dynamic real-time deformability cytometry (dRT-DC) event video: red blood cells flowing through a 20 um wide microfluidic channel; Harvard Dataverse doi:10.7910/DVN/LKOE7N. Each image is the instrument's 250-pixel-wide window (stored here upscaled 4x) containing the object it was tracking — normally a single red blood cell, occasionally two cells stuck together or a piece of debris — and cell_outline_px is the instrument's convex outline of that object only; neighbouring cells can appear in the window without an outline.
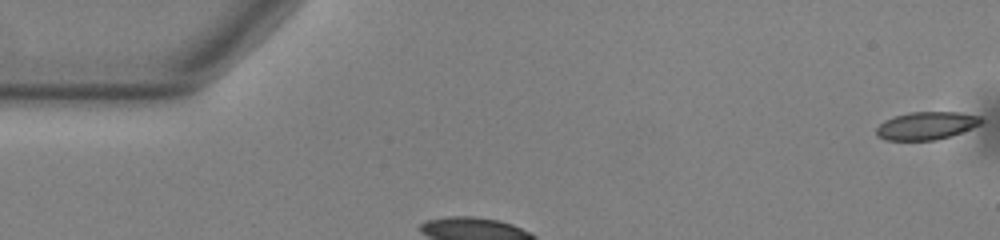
{"species": "common noctule bat (a hibernating species)", "species_latin": "Nyctalus noctula", "temperature_condition": "warm", "stored_images_in_passage": 5, "camera_frame_rate_fps": 3000, "um_per_image_px": 0.085, "animal": {"sex": "male", "body_mass_g": 13.0, "forearm_length_mm": 53.1}, "frame": {"image": 1, "passage_image": 1, "time_ms": 0.0, "image_size_px": [1000, 240], "cell_outline_px": [[984, 120], [980, 124], [972, 128], [936, 140], [884, 140], [876, 136], [876, 128], [884, 120], [908, 112], [956, 112], [980, 116]], "centroid_in_image_um": [78.71, 10.68], "position_along_channel_um": 6.3, "area_um2": 16.94}}